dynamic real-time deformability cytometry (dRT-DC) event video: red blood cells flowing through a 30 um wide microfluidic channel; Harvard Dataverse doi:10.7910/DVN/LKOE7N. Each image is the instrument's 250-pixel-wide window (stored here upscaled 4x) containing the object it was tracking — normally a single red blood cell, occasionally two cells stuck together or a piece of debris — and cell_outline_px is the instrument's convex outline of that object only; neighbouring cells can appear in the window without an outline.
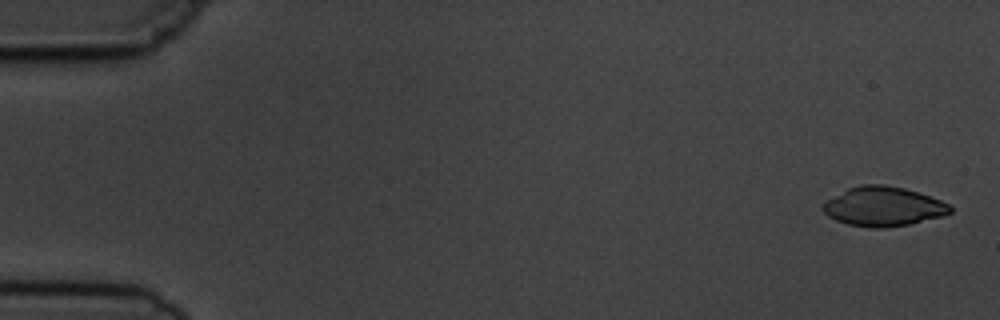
{"species": "common noctule bat (a hibernating species)", "species_latin": "Nyctalus noctula", "temperature_condition": "cold", "stored_images_in_passage": 6, "camera_frame_rate_fps": 3000, "um_per_image_px": 0.085, "animal": {"sex": "male", "body_mass_g": 19.5, "forearm_length_mm": 54.6}, "frame": {"image": 1, "passage_image": 1, "time_ms": 0.0, "image_size_px": [1000, 320], "cell_outline_px": [[952, 212], [940, 216], [908, 224], [884, 228], [868, 228], [848, 224], [836, 220], [828, 216], [820, 208], [828, 200], [848, 188], [860, 184], [884, 184], [904, 188], [940, 200], [948, 204], [952, 208]], "centroid_in_image_um": [75.05, 17.55], "position_along_channel_um": 10.0, "area_um2": 28.9}}